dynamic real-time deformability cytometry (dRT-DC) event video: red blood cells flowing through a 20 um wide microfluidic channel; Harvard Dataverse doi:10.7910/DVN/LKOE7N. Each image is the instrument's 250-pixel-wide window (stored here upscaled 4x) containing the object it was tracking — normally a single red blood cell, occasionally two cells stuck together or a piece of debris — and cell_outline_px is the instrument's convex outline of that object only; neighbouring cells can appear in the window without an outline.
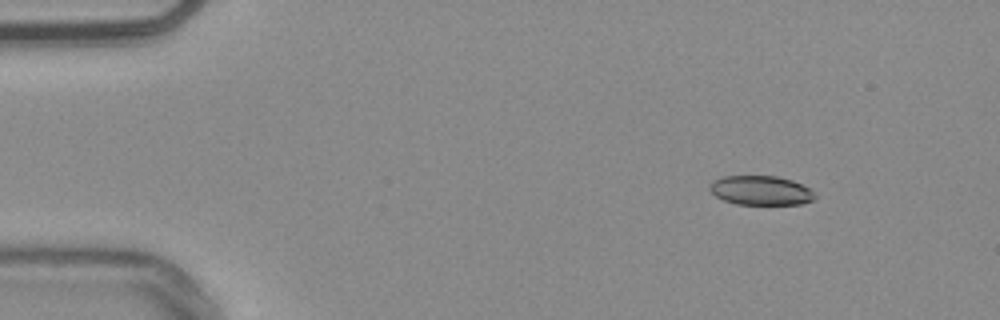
{"species": "common noctule bat (a hibernating species)", "species_latin": "Nyctalus noctula", "temperature_condition": "warm", "stored_images_in_passage": 49, "camera_frame_rate_fps": 3000, "um_per_image_px": 0.085, "animal": {"sex": "male", "body_mass_g": 20.4}, "frame": {"image": 1, "passage_image": 2, "time_ms": 0.333, "image_size_px": [1000, 320], "cell_outline_px": [[816, 196], [812, 200], [804, 204], [736, 204], [724, 200], [716, 196], [708, 188], [708, 184], [712, 180], [724, 176], [776, 176], [792, 180], [808, 188]], "centroid_in_image_um": [64.63, 16.18], "position_along_channel_um": 20.4, "area_um2": 17.92}}
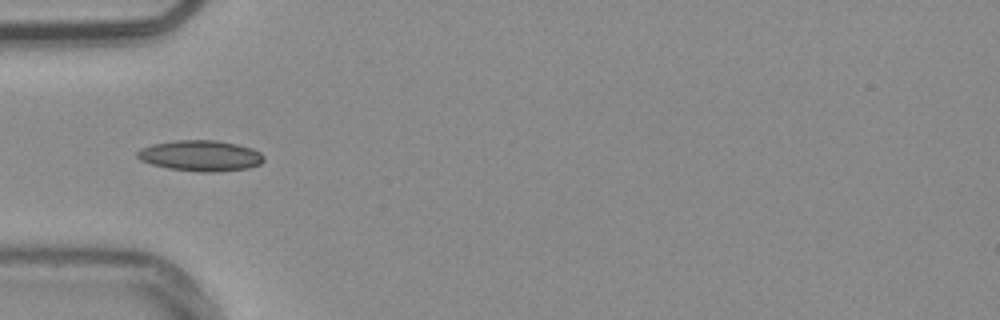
{"frame": {"image": 2, "passage_image": 13, "time_ms": 4.0, "image_size_px": [1000, 320], "cell_outline_px": [[264, 160], [260, 164], [248, 168], [216, 172], [200, 172], [168, 168], [152, 164], [140, 160], [136, 156], [136, 152], [140, 148], [152, 144], [176, 140], [216, 140], [236, 144], [252, 148], [260, 152], [264, 156]], "centroid_in_image_um": [17.04, 13.23], "position_along_channel_um": 68.0, "area_um2": 22.77}}
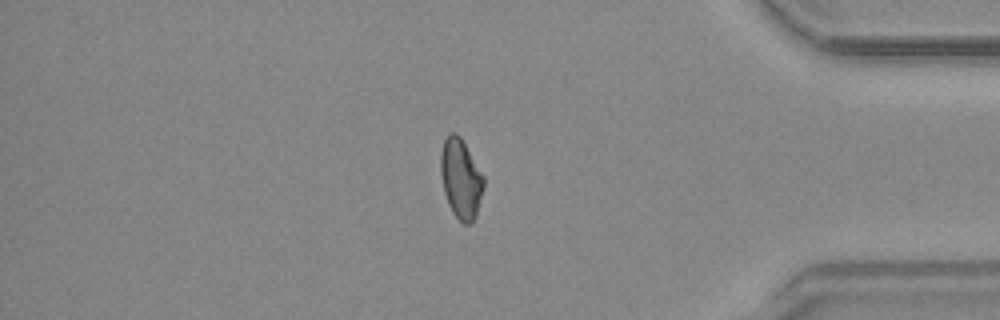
{"frame": {"image": 3, "passage_image": 41, "time_ms": 13.333, "image_size_px": [1000, 320], "cell_outline_px": [[484, 188], [476, 216], [468, 224], [464, 224], [452, 212], [448, 204], [444, 192], [440, 172], [440, 152], [444, 140], [448, 132], [456, 132], [460, 136], [484, 176]], "centroid_in_image_um": [39.16, 15.16], "position_along_channel_um": 396.0, "area_um2": 20.06}, "authors_computed_cell_mechanics": {"area_um2": 19.8832, "velocity_mm_per_s": 3.8116, "shape_relaxation_time_tau1_ms": 9.8304, "shape_relaxation_time_tau2_ms": 3.3906, "deformation_change_tau1": 0.1783, "deformation_change_tau2": 0.0837}}